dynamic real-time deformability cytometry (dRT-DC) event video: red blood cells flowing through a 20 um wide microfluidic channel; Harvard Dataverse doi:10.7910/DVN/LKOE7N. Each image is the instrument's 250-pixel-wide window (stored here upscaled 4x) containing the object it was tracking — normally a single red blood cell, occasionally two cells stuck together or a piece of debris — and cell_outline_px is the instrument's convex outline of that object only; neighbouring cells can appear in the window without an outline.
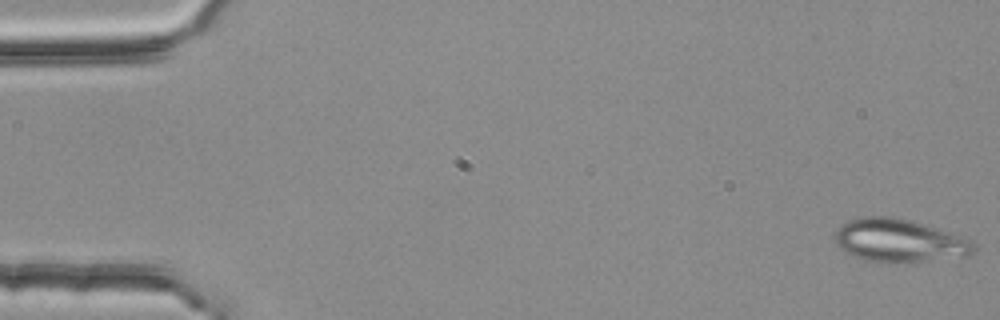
{"species": "common noctule bat (a hibernating species)", "species_latin": "Nyctalus noctula", "temperature_condition": "room temperature", "stored_images_in_passage": 53, "camera_frame_rate_fps": 3000, "um_per_image_px": 0.085, "animal": {"sex": "female", "body_mass_g": 25.1}, "frame": {"image": 1, "passage_image": 1, "time_ms": 0.0, "image_size_px": [1000, 320], "cell_outline_px": [[976, 252], [972, 256], [896, 264], [888, 264], [864, 260], [844, 252], [836, 244], [832, 236], [836, 228], [840, 224], [848, 220], [864, 216], [892, 216], [912, 220], [968, 236], [976, 244]], "centroid_in_image_um": [76.49, 20.46], "position_along_channel_um": 8.5, "area_um2": 36.47}}
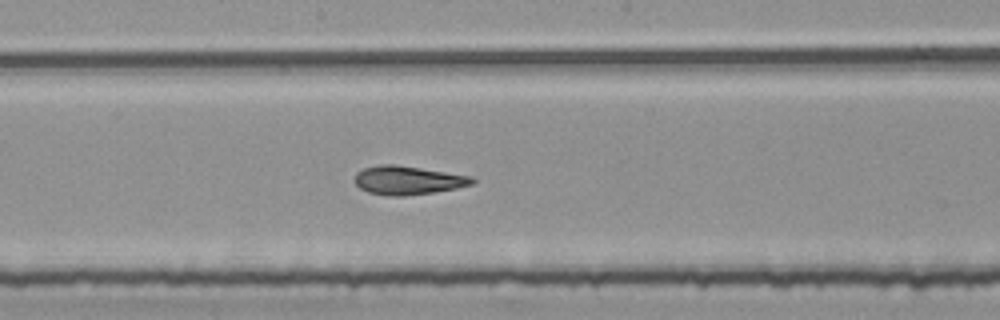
{"frame": {"image": 2, "passage_image": 29, "time_ms": 9.333, "image_size_px": [1000, 320], "cell_outline_px": [[476, 180], [472, 184], [456, 188], [432, 192], [404, 196], [388, 196], [368, 192], [360, 188], [356, 184], [356, 172], [364, 168], [380, 164], [392, 164], [420, 168], [472, 176]], "centroid_in_image_um": [34.66, 15.32], "position_along_channel_um": 213.5, "area_um2": 19.42}}
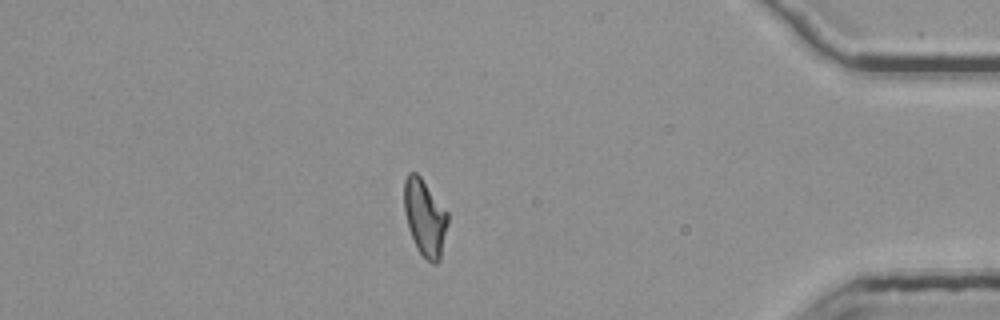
{"frame": {"image": 3, "passage_image": 47, "time_ms": 15.333, "image_size_px": [1000, 320], "cell_outline_px": [[448, 224], [440, 260], [436, 264], [432, 264], [416, 248], [408, 228], [404, 212], [404, 180], [408, 172], [416, 172], [420, 176], [448, 212]], "centroid_in_image_um": [36.11, 18.5], "position_along_channel_um": 399.1, "area_um2": 19.59}, "authors_computed_cell_mechanics": {"area_um2": 19.7676, "velocity_mm_per_s": 3.7715, "shape_relaxation_time_tau1_ms": 10.1485, "shape_relaxation_time_tau2_ms": 1.8543, "deformation_change_tau1": 0.2122, "deformation_change_tau2": 0.1059}}